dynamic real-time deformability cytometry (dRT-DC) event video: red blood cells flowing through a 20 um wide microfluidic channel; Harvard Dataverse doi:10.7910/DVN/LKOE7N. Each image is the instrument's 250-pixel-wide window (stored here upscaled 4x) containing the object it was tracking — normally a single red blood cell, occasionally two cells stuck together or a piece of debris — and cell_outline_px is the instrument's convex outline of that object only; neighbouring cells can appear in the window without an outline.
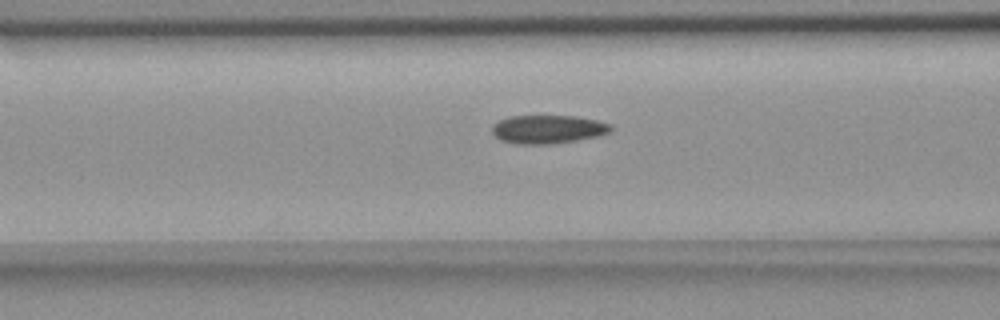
{"species": "common noctule bat (a hibernating species)", "species_latin": "Nyctalus noctula", "temperature_condition": "room temperature", "stored_images_in_passage": 22, "camera_frame_rate_fps": 3000, "um_per_image_px": 0.085, "animal": {"sex": "female", "body_mass_g": 18.4}, "frame": {"image": 1, "passage_image": 13, "time_ms": 4.0, "image_size_px": [1000, 320], "cell_outline_px": [[612, 132], [600, 136], [552, 144], [516, 144], [500, 140], [492, 132], [492, 124], [508, 116], [576, 116], [596, 120], [612, 124]], "centroid_in_image_um": [46.59, 10.99], "position_along_channel_um": 120.0, "area_um2": 19.88}}
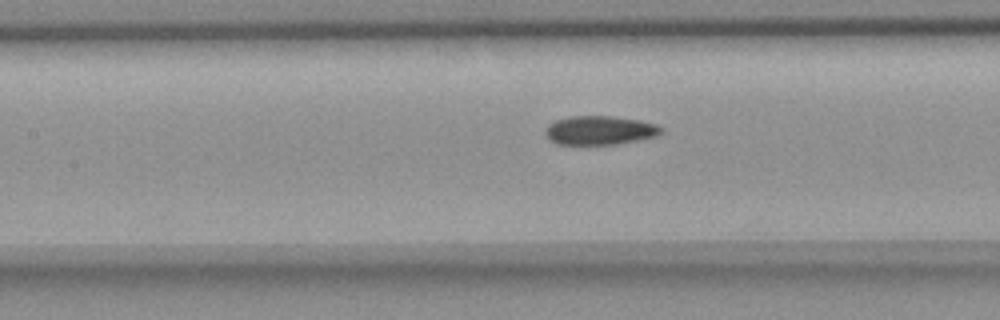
{"frame": {"image": 2, "passage_image": 16, "time_ms": 5.0, "image_size_px": [1000, 320], "cell_outline_px": [[664, 132], [656, 136], [616, 144], [556, 144], [548, 140], [544, 132], [548, 124], [556, 120], [568, 116], [612, 116], [640, 120], [656, 124], [664, 128]], "centroid_in_image_um": [50.97, 11.07], "position_along_channel_um": 156.4, "area_um2": 19.65}}